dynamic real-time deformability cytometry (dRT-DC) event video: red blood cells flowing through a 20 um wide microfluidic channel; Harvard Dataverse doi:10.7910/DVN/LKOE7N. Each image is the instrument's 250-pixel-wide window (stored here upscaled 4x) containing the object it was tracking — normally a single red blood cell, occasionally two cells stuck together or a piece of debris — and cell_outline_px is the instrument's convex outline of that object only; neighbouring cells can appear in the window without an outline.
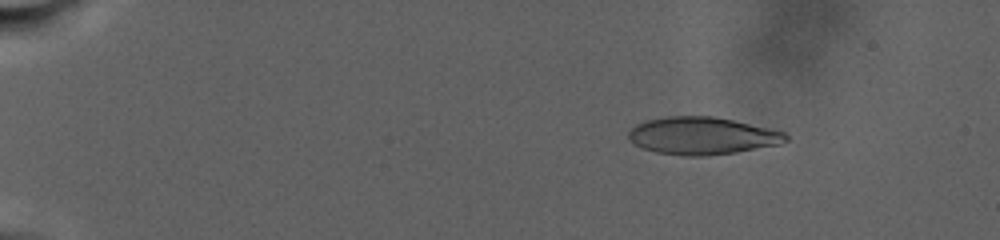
{"species": "human", "species_latin": "Homo sapiens", "temperature_condition": "warm", "stored_images_in_passage": 52, "camera_frame_rate_fps": 3000, "um_per_image_px": 0.085, "donor": {"sex": "male"}, "frame": {"image": 1, "passage_image": 13, "time_ms": 5.0, "image_size_px": [1000, 240], "cell_outline_px": [[788, 140], [780, 144], [736, 152], [708, 156], [680, 156], [656, 152], [644, 148], [628, 140], [628, 132], [636, 124], [644, 120], [668, 116], [712, 116], [772, 128], [784, 132], [788, 136]], "centroid_in_image_um": [59.68, 11.54], "position_along_channel_um": 25.3, "area_um2": 34.51}}
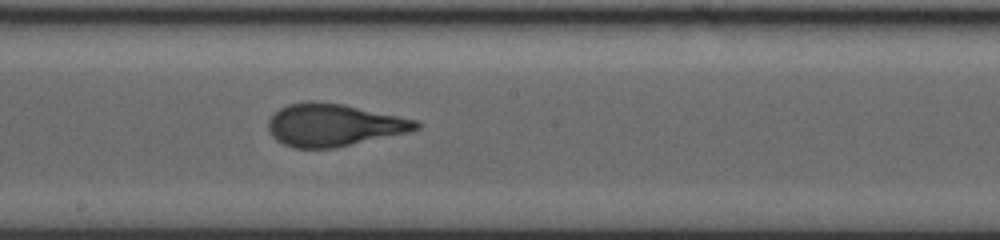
{"frame": {"image": 2, "passage_image": 35, "time_ms": 19.333, "image_size_px": [1000, 240], "cell_outline_px": [[420, 128], [408, 132], [336, 148], [292, 148], [276, 140], [272, 136], [268, 128], [268, 120], [280, 108], [288, 104], [308, 100], [312, 100], [344, 104], [416, 120], [420, 124]], "centroid_in_image_um": [28.34, 10.62], "position_along_channel_um": 219.9, "area_um2": 36.59}}
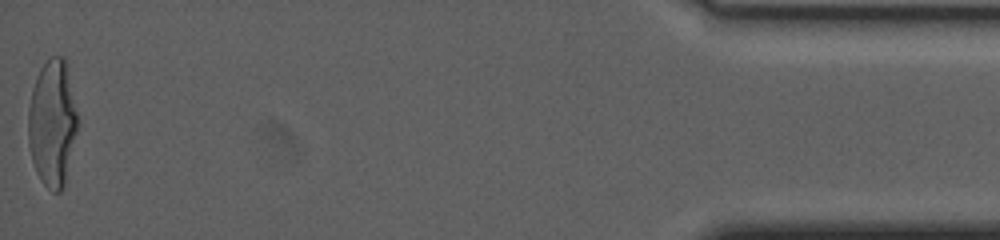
{"frame": {"image": 3, "passage_image": 52, "time_ms": 32.333, "image_size_px": [1000, 240], "cell_outline_px": [[80, 124], [64, 184], [60, 192], [52, 192], [40, 180], [36, 172], [32, 160], [28, 144], [28, 108], [32, 88], [36, 76], [40, 68], [52, 56], [64, 56], [80, 120]], "centroid_in_image_um": [4.47, 10.47], "position_along_channel_um": 430.7, "area_um2": 37.05}, "authors_computed_cell_mechanics": {"area_um2": 34.8534, "velocity_mm_per_s": 2.2181, "shape_relaxation_time_tau1_ms": 8.0872, "shape_relaxation_time_tau2_ms": null, "deformation_change_tau1": 0.2314, "deformation_change_tau2": null}}